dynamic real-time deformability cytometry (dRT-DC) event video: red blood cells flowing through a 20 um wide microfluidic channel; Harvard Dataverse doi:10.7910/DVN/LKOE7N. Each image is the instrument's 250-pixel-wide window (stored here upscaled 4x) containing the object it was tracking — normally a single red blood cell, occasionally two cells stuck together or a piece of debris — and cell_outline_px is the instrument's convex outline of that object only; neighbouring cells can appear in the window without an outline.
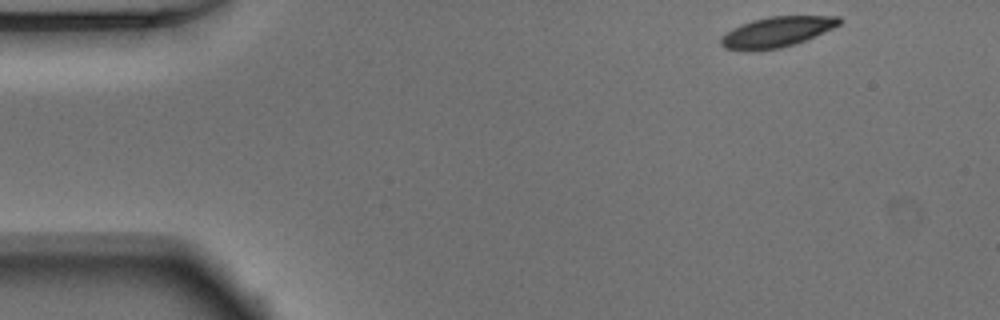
{"species": "Egyptian fruit bat (a non-hibernating species)", "species_latin": "Rousettus aegyptiacus", "temperature_condition": "warm", "stored_images_in_passage": 47, "camera_frame_rate_fps": 3000, "um_per_image_px": 0.085, "animal": {"sex": "male"}, "frame": {"image": 1, "passage_image": 1, "time_ms": 0.0, "image_size_px": [1000, 320], "cell_outline_px": [[844, 20], [840, 24], [832, 28], [796, 44], [780, 48], [748, 52], [724, 48], [720, 44], [720, 36], [732, 28], [740, 24], [752, 20], [768, 16], [840, 16]], "centroid_in_image_um": [65.98, 2.72], "position_along_channel_um": 19.0, "area_um2": 21.27}}
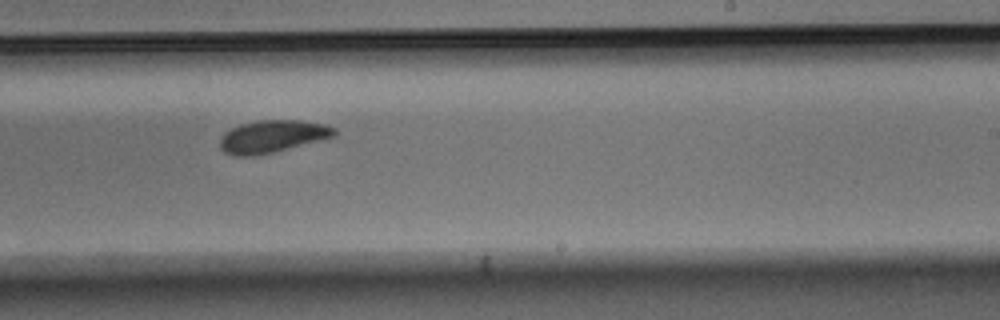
{"frame": {"image": 2, "passage_image": 27, "time_ms": 8.667, "image_size_px": [1000, 320], "cell_outline_px": [[336, 136], [272, 152], [252, 156], [236, 156], [224, 152], [220, 148], [220, 136], [224, 132], [240, 124], [256, 120], [300, 120], [324, 124], [336, 128]], "centroid_in_image_um": [23.12, 11.58], "position_along_channel_um": 265.9, "area_um2": 21.56}}
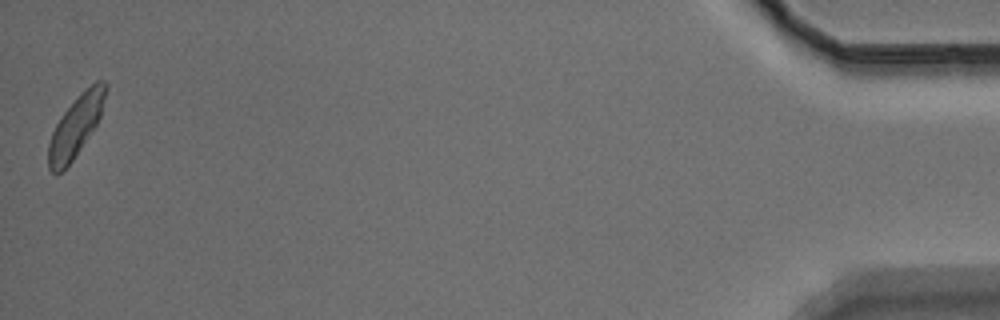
{"frame": {"image": 3, "passage_image": 47, "time_ms": 15.333, "image_size_px": [1000, 320], "cell_outline_px": [[108, 84], [100, 116], [96, 124], [72, 160], [56, 176], [48, 168], [48, 144], [52, 132], [56, 124], [64, 112], [80, 92], [96, 80], [104, 80]], "centroid_in_image_um": [6.43, 10.7], "position_along_channel_um": 428.8, "area_um2": 20.0}, "authors_computed_cell_mechanics": {"area_um2": 21.5016, "velocity_mm_per_s": 3.8611, "shape_relaxation_time_tau1_ms": 2.3651, "shape_relaxation_time_tau2_ms": 7.4814, "deformation_change_tau1": 0.0914, "deformation_change_tau2": 0.1096}}